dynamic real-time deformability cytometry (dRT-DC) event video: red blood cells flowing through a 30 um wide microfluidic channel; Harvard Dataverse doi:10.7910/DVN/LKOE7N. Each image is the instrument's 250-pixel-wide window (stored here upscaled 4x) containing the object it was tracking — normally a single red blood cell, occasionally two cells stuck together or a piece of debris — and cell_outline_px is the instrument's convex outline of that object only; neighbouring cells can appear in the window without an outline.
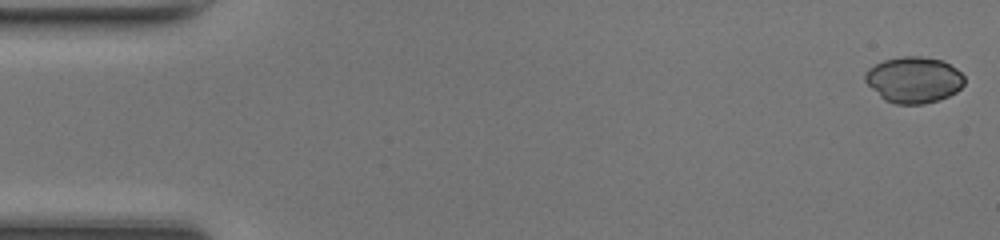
{"species": "common noctule bat (a hibernating species)", "species_latin": "Nyctalus noctula", "temperature_condition": "room temperature", "stored_images_in_passage": 48, "camera_frame_rate_fps": 3000, "um_per_image_px": 0.085, "animal": {"sex": "female", "body_mass_g": 17.0, "forearm_length_mm": 48.0}, "frame": {"image": 1, "passage_image": 1, "time_ms": 0.0, "image_size_px": [1000, 240], "cell_outline_px": [[964, 84], [956, 92], [940, 100], [924, 104], [896, 104], [884, 100], [864, 80], [864, 72], [868, 68], [884, 60], [900, 56], [920, 56], [944, 60], [956, 68], [964, 76]], "centroid_in_image_um": [77.68, 6.78], "position_along_channel_um": 7.3, "area_um2": 26.88}}
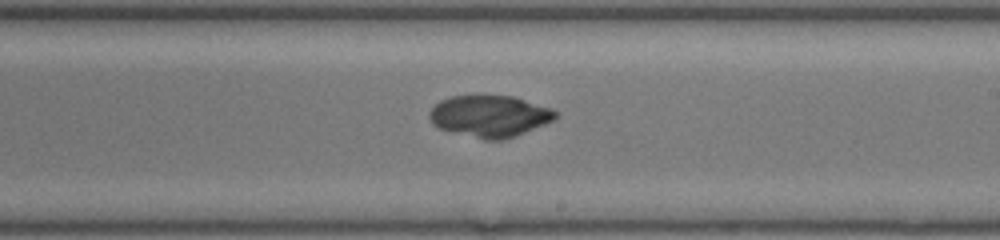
{"frame": {"image": 2, "passage_image": 28, "time_ms": 9.0, "image_size_px": [1000, 240], "cell_outline_px": [[556, 116], [552, 120], [544, 124], [516, 136], [504, 140], [484, 140], [440, 128], [432, 124], [428, 116], [428, 112], [440, 100], [452, 96], [476, 92], [512, 96], [552, 108], [556, 112]], "centroid_in_image_um": [41.58, 9.82], "position_along_channel_um": 247.4, "area_um2": 31.21}}
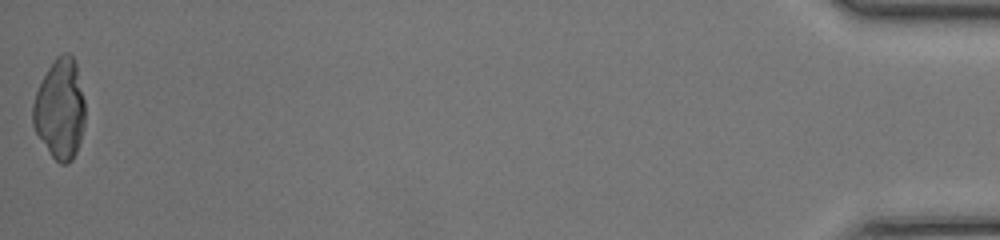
{"frame": {"image": 3, "passage_image": 48, "time_ms": 15.667, "image_size_px": [1000, 240], "cell_outline_px": [[84, 128], [76, 152], [72, 160], [68, 164], [60, 164], [52, 156], [36, 132], [32, 124], [32, 104], [36, 92], [48, 68], [56, 56], [64, 52], [68, 52], [72, 56], [76, 64], [84, 100]], "centroid_in_image_um": [5.09, 9.27], "position_along_channel_um": 430.1, "area_um2": 30.35}}